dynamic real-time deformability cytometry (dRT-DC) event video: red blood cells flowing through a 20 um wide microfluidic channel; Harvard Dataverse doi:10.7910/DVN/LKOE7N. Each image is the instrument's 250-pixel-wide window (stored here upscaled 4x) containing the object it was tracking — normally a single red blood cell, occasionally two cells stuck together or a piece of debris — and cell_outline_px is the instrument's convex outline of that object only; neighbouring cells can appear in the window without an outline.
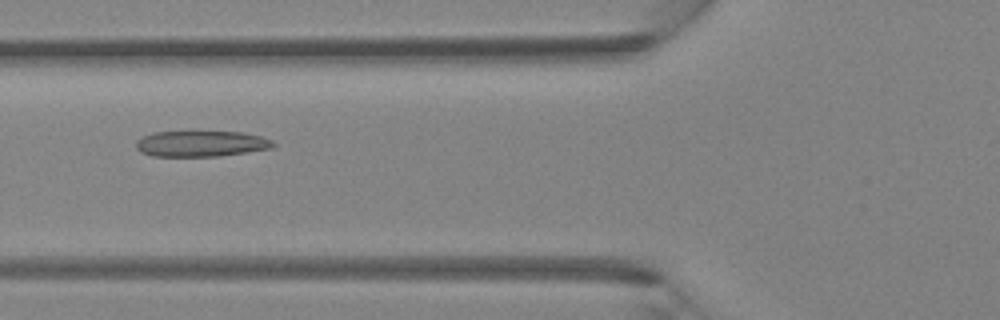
{"species": "Egyptian fruit bat (a non-hibernating species)", "species_latin": "Rousettus aegyptiacus", "temperature_condition": "room temperature", "stored_images_in_passage": 5, "camera_frame_rate_fps": 3000, "um_per_image_px": 0.085, "animal": {"sex": "female"}, "frame": {"image": 1, "passage_image": 5, "time_ms": 1.333, "image_size_px": [1000, 320], "cell_outline_px": [[276, 144], [272, 148], [220, 156], [152, 156], [140, 152], [136, 148], [136, 140], [152, 132], [240, 132], [260, 136], [272, 140]], "centroid_in_image_um": [17.08, 12.22], "position_along_channel_um": 108.7, "area_um2": 20.58}}